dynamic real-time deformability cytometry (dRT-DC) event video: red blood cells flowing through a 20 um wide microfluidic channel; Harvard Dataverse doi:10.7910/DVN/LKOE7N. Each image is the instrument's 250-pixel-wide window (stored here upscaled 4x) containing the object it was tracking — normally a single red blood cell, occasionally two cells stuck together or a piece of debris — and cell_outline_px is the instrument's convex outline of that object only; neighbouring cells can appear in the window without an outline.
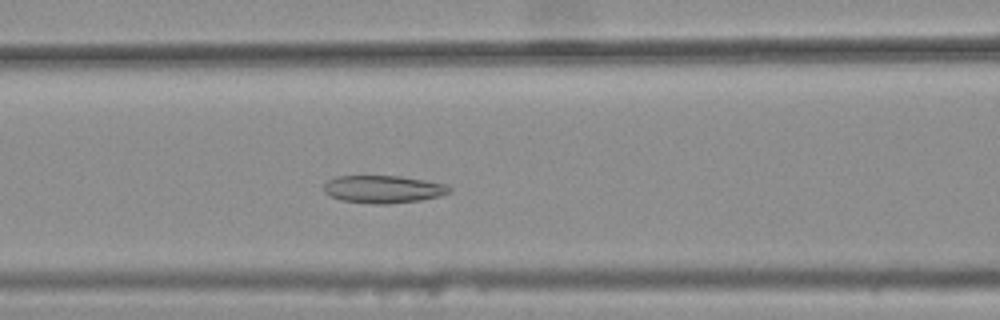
{"species": "common noctule bat (a hibernating species)", "species_latin": "Nyctalus noctula", "temperature_condition": "warm", "stored_images_in_passage": 36, "camera_frame_rate_fps": 3000, "um_per_image_px": 0.085, "animal": {"sex": "female", "body_mass_g": 25.1}, "frame": {"image": 1, "passage_image": 14, "time_ms": 4.333, "image_size_px": [1000, 320], "cell_outline_px": [[452, 192], [420, 200], [388, 204], [372, 204], [340, 200], [328, 196], [324, 192], [324, 184], [328, 180], [336, 176], [400, 176], [424, 180], [444, 184], [452, 188]], "centroid_in_image_um": [32.53, 16.08], "position_along_channel_um": 134.1, "area_um2": 20.23}}
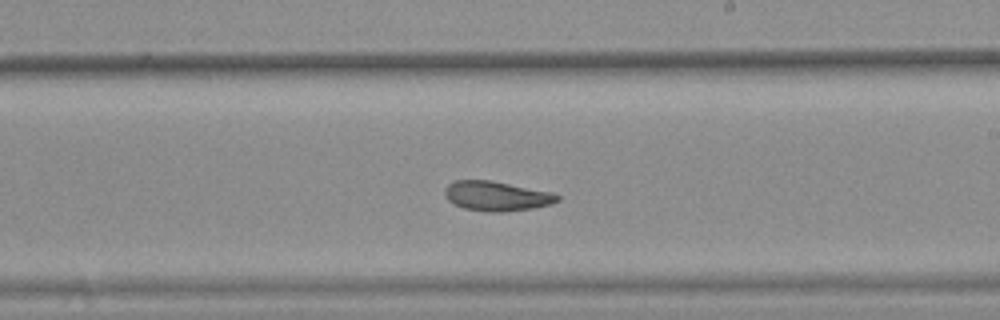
{"frame": {"image": 2, "passage_image": 23, "time_ms": 7.333, "image_size_px": [1000, 320], "cell_outline_px": [[560, 200], [552, 204], [532, 208], [504, 212], [488, 212], [464, 208], [452, 204], [444, 196], [444, 188], [448, 184], [456, 180], [488, 180], [552, 192], [560, 196]], "centroid_in_image_um": [42.18, 16.67], "position_along_channel_um": 246.8, "area_um2": 19.54}}
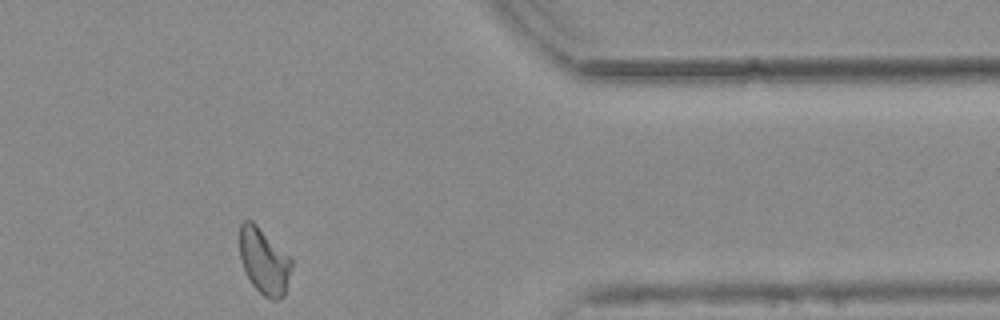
{"frame": {"image": 3, "passage_image": 36, "time_ms": 11.667, "image_size_px": [1000, 320], "cell_outline_px": [[292, 268], [284, 296], [280, 300], [272, 300], [264, 296], [252, 284], [244, 268], [240, 256], [240, 224], [244, 220], [252, 220], [292, 260]], "centroid_in_image_um": [22.45, 22.22], "position_along_channel_um": 388.9, "area_um2": 19.65}, "authors_computed_cell_mechanics": {"area_um2": 19.8832, "velocity_mm_per_s": 3.7703, "shape_relaxation_time_tau1_ms": null, "shape_relaxation_time_tau2_ms": 3.3107, "deformation_change_tau1": null, "deformation_change_tau2": 0.1026}}